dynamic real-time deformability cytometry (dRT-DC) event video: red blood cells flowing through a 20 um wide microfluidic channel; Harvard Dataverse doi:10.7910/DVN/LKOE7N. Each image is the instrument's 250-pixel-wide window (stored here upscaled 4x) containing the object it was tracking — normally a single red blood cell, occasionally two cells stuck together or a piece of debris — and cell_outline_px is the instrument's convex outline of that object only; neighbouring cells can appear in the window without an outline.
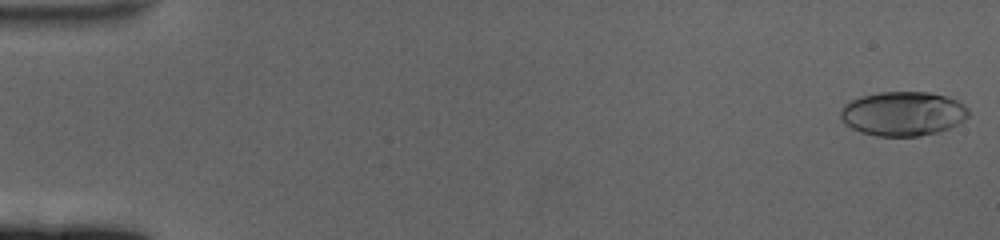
{"species": "human", "species_latin": "Homo sapiens", "temperature_condition": "cold", "stored_images_in_passage": 61, "camera_frame_rate_fps": 3000, "um_per_image_px": 0.085, "donor": {"sex": "female"}, "frame": {"image": 1, "passage_image": 1, "time_ms": 0.0, "image_size_px": [1000, 240], "cell_outline_px": [[968, 116], [964, 120], [948, 128], [936, 132], [920, 136], [876, 136], [860, 132], [844, 124], [840, 116], [840, 108], [844, 104], [852, 100], [864, 96], [880, 92], [928, 92], [948, 96], [964, 104], [968, 108]], "centroid_in_image_um": [76.74, 9.66], "position_along_channel_um": 8.3, "area_um2": 33.06}}
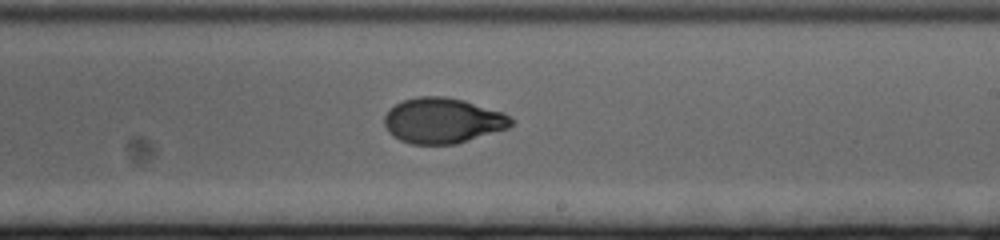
{"frame": {"image": 2, "passage_image": 37, "time_ms": 12.0, "image_size_px": [1000, 240], "cell_outline_px": [[516, 120], [508, 128], [456, 144], [412, 144], [400, 140], [392, 136], [388, 132], [384, 124], [384, 116], [396, 104], [404, 100], [416, 96], [444, 96], [464, 100], [504, 112]], "centroid_in_image_um": [37.65, 10.25], "position_along_channel_um": 251.4, "area_um2": 33.7}}
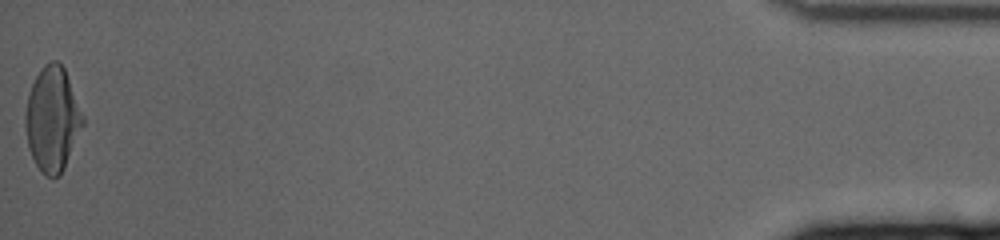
{"frame": {"image": 3, "passage_image": 61, "time_ms": 20.0, "image_size_px": [1000, 240], "cell_outline_px": [[84, 124], [64, 168], [60, 176], [44, 176], [36, 164], [28, 148], [24, 124], [24, 116], [28, 92], [40, 68], [44, 64], [52, 60], [56, 60], [64, 68], [84, 116]], "centroid_in_image_um": [4.43, 10.12], "position_along_channel_um": 430.8, "area_um2": 35.03}, "authors_computed_cell_mechanics": {"area_um2": 33.4662, "velocity_mm_per_s": 3.3564, "shape_relaxation_time_tau1_ms": 4.6964, "shape_relaxation_time_tau2_ms": 1.2824, "deformation_change_tau1": 0.1844, "deformation_change_tau2": 0.0502}}